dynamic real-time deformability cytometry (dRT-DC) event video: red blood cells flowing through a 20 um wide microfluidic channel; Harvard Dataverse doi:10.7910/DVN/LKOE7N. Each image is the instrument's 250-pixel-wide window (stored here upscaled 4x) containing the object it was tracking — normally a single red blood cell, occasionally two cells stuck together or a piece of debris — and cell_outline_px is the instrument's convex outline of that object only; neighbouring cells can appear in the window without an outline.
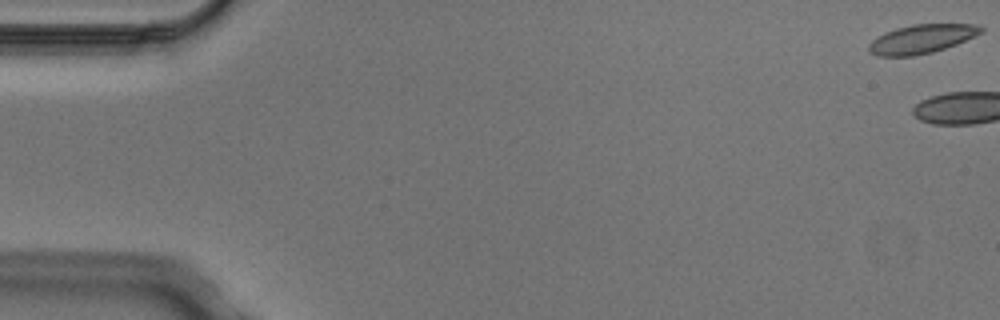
{"species": "Egyptian fruit bat (a non-hibernating species)", "species_latin": "Rousettus aegyptiacus", "temperature_condition": "cold", "stored_images_in_passage": 6, "camera_frame_rate_fps": 3000, "um_per_image_px": 0.085, "animal": {"sex": "male"}, "frame": {"image": 1, "passage_image": 1, "time_ms": 0.0, "image_size_px": [1000, 320], "cell_outline_px": [[984, 32], [956, 44], [932, 52], [912, 56], [876, 56], [868, 52], [868, 44], [876, 36], [884, 32], [896, 28], [912, 24], [980, 24], [984, 28]], "centroid_in_image_um": [78.32, 3.3], "position_along_channel_um": 6.7, "area_um2": 19.07}}
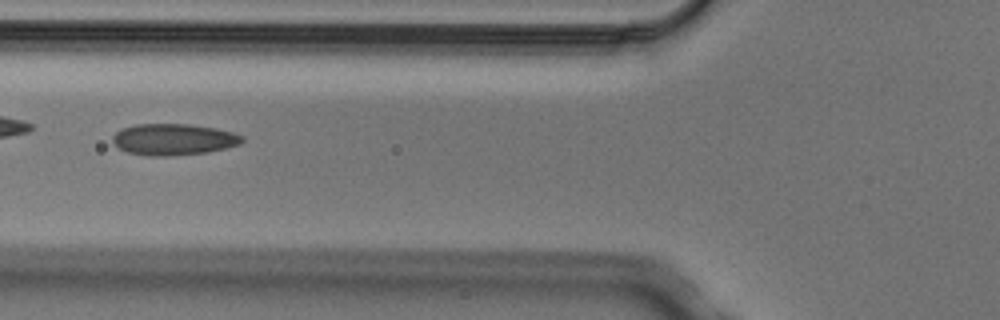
{"frame": {"image": 2, "passage_image": 6, "time_ms": 1.667, "image_size_px": [1000, 320], "cell_outline_px": [[244, 140], [240, 144], [208, 152], [168, 156], [152, 156], [128, 152], [120, 148], [112, 140], [112, 136], [120, 128], [136, 124], [188, 124], [216, 128], [232, 132], [244, 136]], "centroid_in_image_um": [14.76, 11.84], "position_along_channel_um": 111.0, "area_um2": 23.64}}